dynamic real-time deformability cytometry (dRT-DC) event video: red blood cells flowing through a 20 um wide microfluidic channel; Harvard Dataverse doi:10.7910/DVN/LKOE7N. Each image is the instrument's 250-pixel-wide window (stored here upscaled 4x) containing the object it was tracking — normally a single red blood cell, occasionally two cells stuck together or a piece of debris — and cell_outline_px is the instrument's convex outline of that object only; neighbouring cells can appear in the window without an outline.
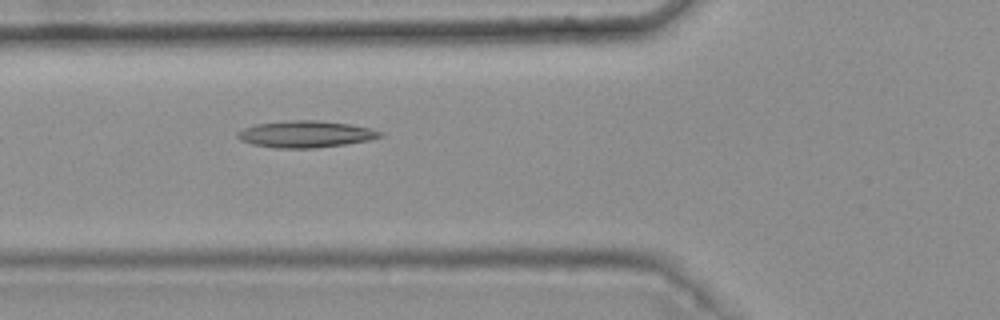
{"species": "common noctule bat (a hibernating species)", "species_latin": "Nyctalus noctula", "temperature_condition": "warm", "stored_images_in_passage": 6, "camera_frame_rate_fps": 3000, "um_per_image_px": 0.085, "animal": {"sex": "female", "body_mass_g": 25.1}, "frame": {"image": 1, "passage_image": 6, "time_ms": 1.667, "image_size_px": [1000, 320], "cell_outline_px": [[384, 136], [368, 140], [344, 144], [312, 148], [276, 148], [252, 144], [240, 140], [236, 136], [236, 132], [244, 128], [256, 124], [284, 120], [316, 120], [348, 124], [368, 128], [380, 132]], "centroid_in_image_um": [25.91, 11.4], "position_along_channel_um": 99.9, "area_um2": 22.02}}